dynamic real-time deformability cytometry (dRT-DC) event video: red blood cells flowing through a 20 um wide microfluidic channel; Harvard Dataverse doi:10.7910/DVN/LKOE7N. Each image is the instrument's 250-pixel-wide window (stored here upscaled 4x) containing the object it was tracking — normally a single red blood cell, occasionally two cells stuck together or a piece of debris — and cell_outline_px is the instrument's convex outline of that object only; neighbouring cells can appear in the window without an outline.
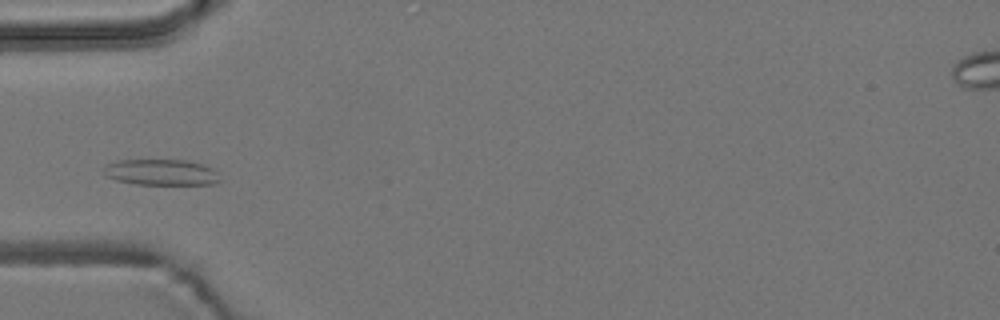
{"species": "common noctule bat (a hibernating species)", "species_latin": "Nyctalus noctula", "temperature_condition": "room temperature", "stored_images_in_passage": 6, "camera_frame_rate_fps": 3000, "um_per_image_px": 0.085, "animal": {"sex": "male", "body_mass_g": 19.2, "forearm_length_mm": 51.8}, "frame": {"image": 1, "passage_image": 4, "time_ms": 1.0, "image_size_px": [1000, 320], "cell_outline_px": [[220, 180], [216, 184], [136, 184], [116, 180], [104, 176], [100, 172], [100, 168], [116, 160], [184, 160], [204, 164], [212, 168], [216, 172]], "centroid_in_image_um": [13.63, 14.64], "position_along_channel_um": 71.4, "area_um2": 17.8}}
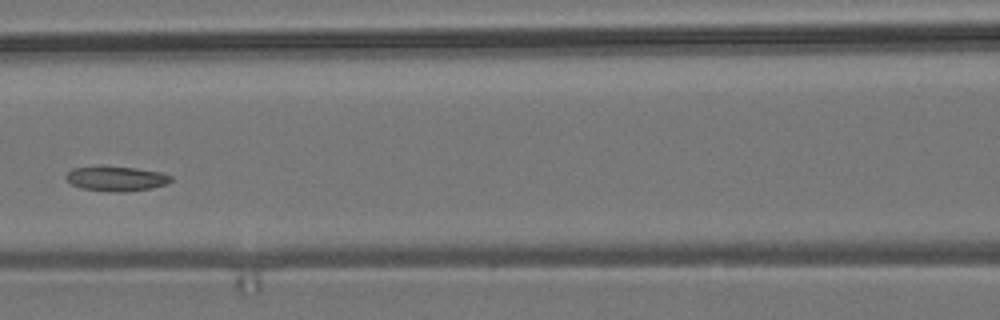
{"frame": {"image": 2, "passage_image": 6, "time_ms": 1.667, "image_size_px": [1000, 320], "cell_outline_px": [[172, 180], [168, 184], [152, 188], [124, 192], [108, 192], [80, 188], [72, 184], [64, 176], [72, 168], [136, 168], [160, 172], [172, 176]], "centroid_in_image_um": [9.92, 15.22], "position_along_channel_um": 156.7, "area_um2": 14.8}}